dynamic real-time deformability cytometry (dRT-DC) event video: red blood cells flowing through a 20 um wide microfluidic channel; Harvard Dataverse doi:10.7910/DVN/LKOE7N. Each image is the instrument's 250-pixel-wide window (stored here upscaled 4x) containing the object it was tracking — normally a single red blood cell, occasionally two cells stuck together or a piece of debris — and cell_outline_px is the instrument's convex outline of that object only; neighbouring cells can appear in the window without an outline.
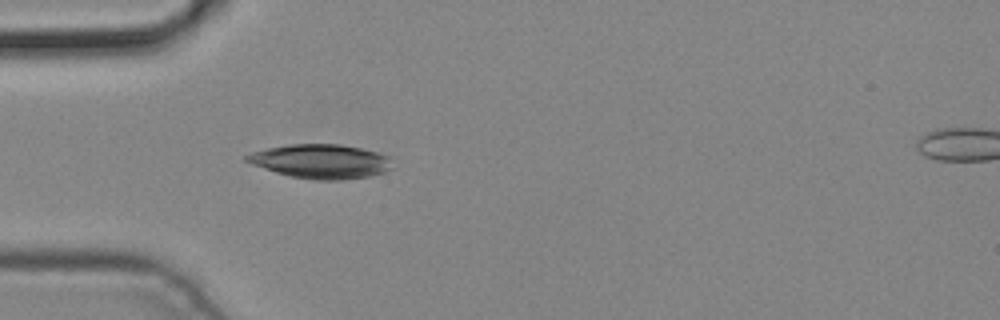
{"species": "common noctule bat (a hibernating species)", "species_latin": "Nyctalus noctula", "temperature_condition": "cold", "stored_images_in_passage": 5, "camera_frame_rate_fps": 3000, "um_per_image_px": 0.085, "animal": {"sex": "male", "body_mass_g": 19.2, "forearm_length_mm": 51.8}, "frame": {"image": 1, "passage_image": 4, "time_ms": 1.0, "image_size_px": [1000, 320], "cell_outline_px": [[392, 168], [384, 172], [368, 176], [344, 180], [316, 180], [288, 176], [252, 164], [244, 160], [244, 156], [252, 152], [268, 148], [288, 144], [340, 144], [360, 148], [376, 152], [388, 156]], "centroid_in_image_um": [27.25, 13.72], "position_along_channel_um": 57.8, "area_um2": 28.9}}